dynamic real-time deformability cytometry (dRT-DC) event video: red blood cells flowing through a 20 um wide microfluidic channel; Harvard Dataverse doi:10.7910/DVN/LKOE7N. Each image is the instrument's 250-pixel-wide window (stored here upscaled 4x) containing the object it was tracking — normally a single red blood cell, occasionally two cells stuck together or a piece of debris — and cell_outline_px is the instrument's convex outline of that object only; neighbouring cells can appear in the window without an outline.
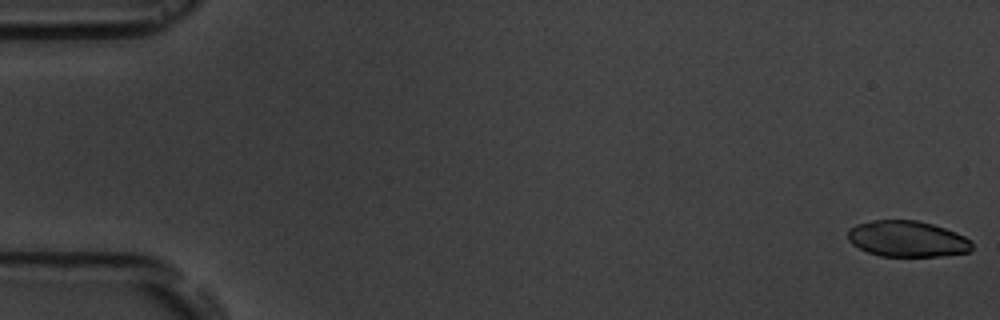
{"species": "common noctule bat (a hibernating species)", "species_latin": "Nyctalus noctula", "temperature_condition": "room temperature", "stored_images_in_passage": 8, "camera_frame_rate_fps": 3000, "um_per_image_px": 0.085, "animal": {"sex": "male", "body_mass_g": 19.5, "forearm_length_mm": 54.6}, "frame": {"image": 1, "passage_image": 1, "time_ms": 0.0, "image_size_px": [1000, 320], "cell_outline_px": [[972, 248], [968, 252], [940, 256], [880, 256], [868, 252], [852, 244], [848, 240], [848, 228], [856, 224], [876, 220], [916, 220], [932, 224], [956, 232], [972, 240]], "centroid_in_image_um": [77.11, 20.3], "position_along_channel_um": 7.9, "area_um2": 26.07}}
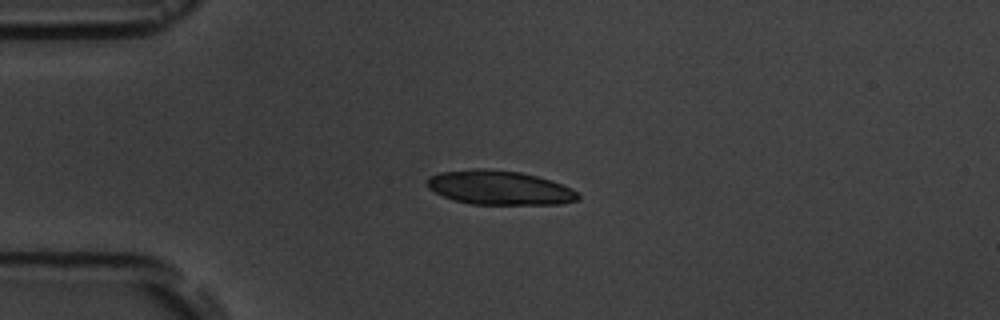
{"frame": {"image": 2, "passage_image": 5, "time_ms": 4.333, "image_size_px": [1000, 320], "cell_outline_px": [[580, 196], [576, 200], [560, 204], [472, 204], [456, 200], [444, 196], [428, 188], [428, 176], [440, 172], [476, 168], [484, 168], [520, 172], [552, 180], [572, 188]], "centroid_in_image_um": [42.46, 15.94], "position_along_channel_um": 42.5, "area_um2": 29.88}}
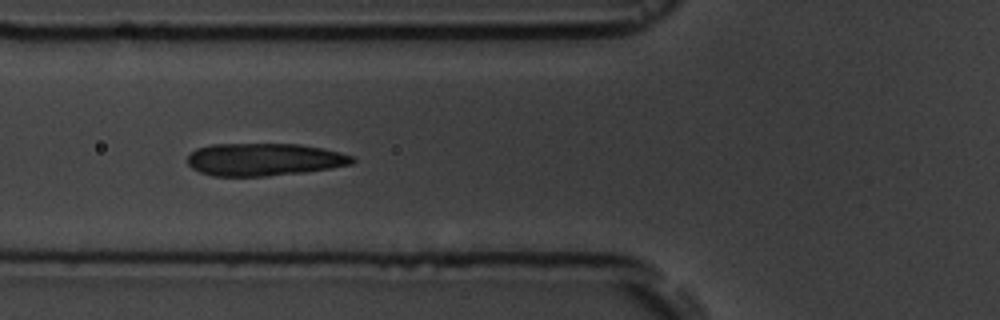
{"frame": {"image": 3, "passage_image": 7, "time_ms": 6.667, "image_size_px": [1000, 320], "cell_outline_px": [[356, 160], [352, 164], [328, 168], [300, 172], [264, 176], [212, 176], [200, 172], [192, 168], [188, 164], [188, 156], [196, 148], [212, 144], [300, 144], [340, 152], [352, 156]], "centroid_in_image_um": [22.41, 13.55], "position_along_channel_um": 103.4, "area_um2": 31.04}}